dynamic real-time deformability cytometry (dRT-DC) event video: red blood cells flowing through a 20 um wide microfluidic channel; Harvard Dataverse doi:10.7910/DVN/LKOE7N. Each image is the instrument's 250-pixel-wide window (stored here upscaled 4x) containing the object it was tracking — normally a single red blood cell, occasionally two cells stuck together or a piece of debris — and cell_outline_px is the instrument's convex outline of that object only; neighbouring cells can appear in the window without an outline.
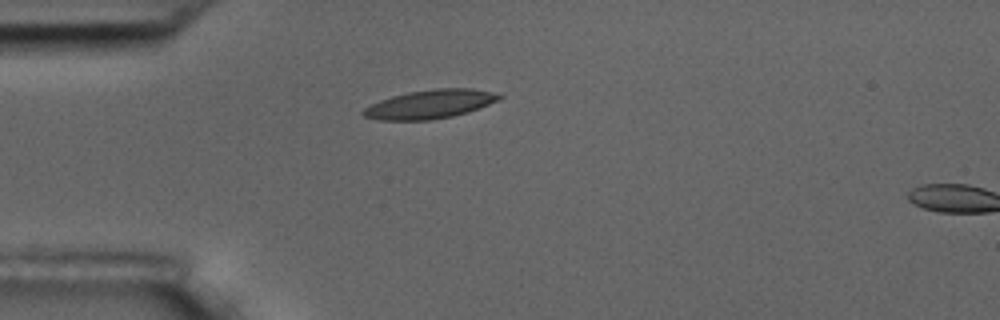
{"species": "common noctule bat (a hibernating species)", "species_latin": "Nyctalus noctula", "temperature_condition": "room temperature", "stored_images_in_passage": 6, "camera_frame_rate_fps": 3000, "um_per_image_px": 0.085, "animal": {"sex": "male", "body_mass_g": 17.5, "forearm_length_mm": 52.3}, "frame": {"image": 1, "passage_image": 6, "time_ms": 6.0, "image_size_px": [1000, 320], "cell_outline_px": [[504, 96], [500, 100], [480, 108], [468, 112], [452, 116], [432, 120], [380, 120], [364, 116], [360, 112], [364, 108], [380, 100], [392, 96], [408, 92], [436, 88], [472, 88], [492, 92]], "centroid_in_image_um": [36.58, 8.85], "position_along_channel_um": 48.4, "area_um2": 22.83}}